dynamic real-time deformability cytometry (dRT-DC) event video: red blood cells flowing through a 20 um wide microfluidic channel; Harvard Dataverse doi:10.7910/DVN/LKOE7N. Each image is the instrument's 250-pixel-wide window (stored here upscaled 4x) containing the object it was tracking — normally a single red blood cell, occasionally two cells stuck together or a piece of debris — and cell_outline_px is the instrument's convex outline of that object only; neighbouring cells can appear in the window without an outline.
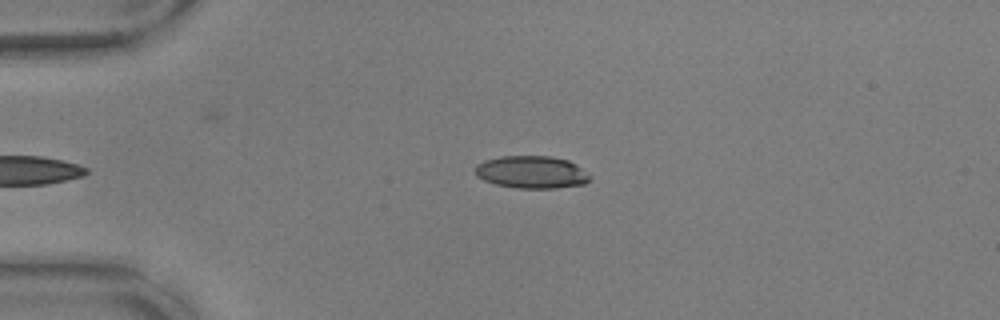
{"species": "common noctule bat (a hibernating species)", "species_latin": "Nyctalus noctula", "temperature_condition": "warm", "stored_images_in_passage": 39, "camera_frame_rate_fps": 3000, "um_per_image_px": 0.085, "animal": {"sex": "male", "body_mass_g": 17.9, "forearm_length_mm": 54.2}, "frame": {"image": 1, "passage_image": 2, "time_ms": 0.333, "image_size_px": [1000, 320], "cell_outline_px": [[592, 176], [584, 184], [556, 188], [516, 188], [496, 184], [484, 180], [476, 176], [476, 164], [484, 160], [500, 156], [552, 156], [568, 160], [576, 164]], "centroid_in_image_um": [45.19, 14.62], "position_along_channel_um": 39.8, "area_um2": 21.79}}
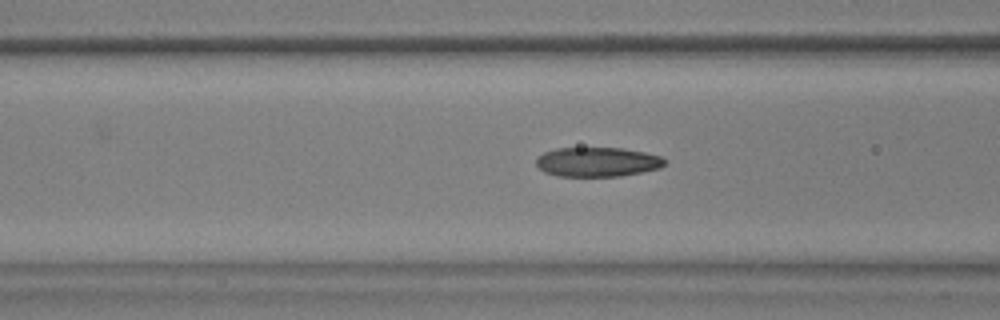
{"frame": {"image": 2, "passage_image": 11, "time_ms": 3.333, "image_size_px": [1000, 320], "cell_outline_px": [[664, 164], [660, 168], [620, 176], [556, 176], [544, 172], [536, 164], [536, 156], [544, 152], [556, 148], [624, 148], [644, 152], [660, 156], [664, 160]], "centroid_in_image_um": [50.73, 13.76], "position_along_channel_um": 115.9, "area_um2": 22.02}}
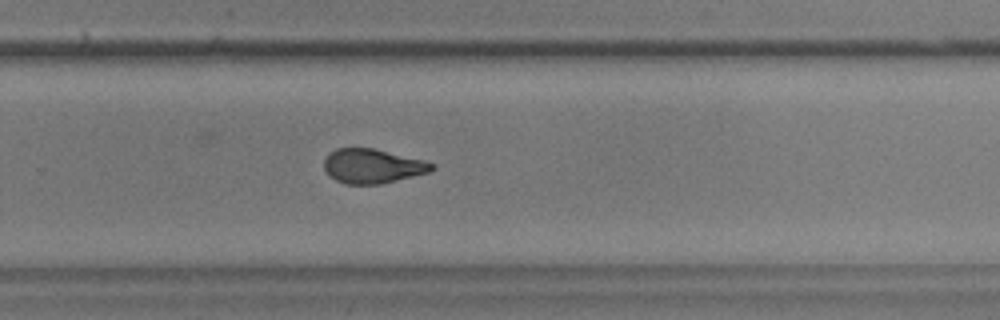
{"frame": {"image": 3, "passage_image": 26, "time_ms": 8.333, "image_size_px": [1000, 320], "cell_outline_px": [[436, 168], [428, 172], [380, 184], [344, 184], [328, 176], [324, 168], [324, 160], [328, 152], [336, 148], [372, 148], [424, 160], [432, 164]], "centroid_in_image_um": [31.6, 14.11], "position_along_channel_um": 298.2, "area_um2": 21.5}, "authors_computed_cell_mechanics": {"area_um2": 22.253, "velocity_mm_per_s": 3.6491, "shape_relaxation_time_tau1_ms": 8.3127, "shape_relaxation_time_tau2_ms": 2.1652, "deformation_change_tau1": 0.2336, "deformation_change_tau2": 0.0842}}